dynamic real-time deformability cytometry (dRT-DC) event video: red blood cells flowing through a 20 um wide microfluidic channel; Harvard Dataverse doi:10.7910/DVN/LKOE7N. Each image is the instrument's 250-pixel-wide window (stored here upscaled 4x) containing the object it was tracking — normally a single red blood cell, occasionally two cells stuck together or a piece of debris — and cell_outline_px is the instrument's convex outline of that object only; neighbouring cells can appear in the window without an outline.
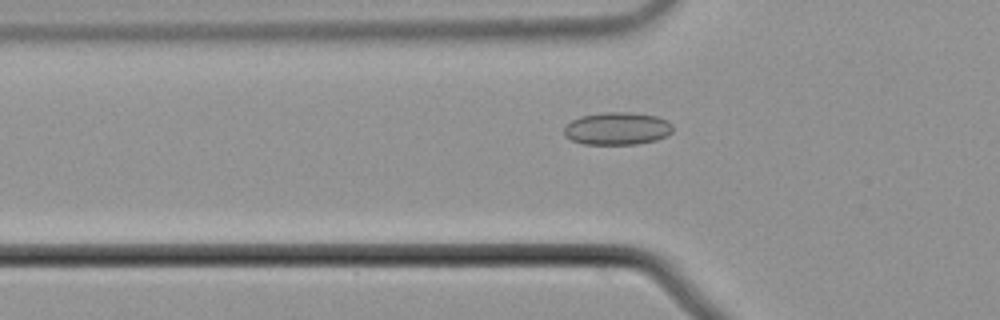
{"species": "common noctule bat (a hibernating species)", "species_latin": "Nyctalus noctula", "temperature_condition": "cold", "stored_images_in_passage": 55, "camera_frame_rate_fps": 3000, "um_per_image_px": 0.085, "animal": {"sex": "male", "body_mass_g": 21.5, "forearm_length_mm": 52.0}, "frame": {"image": 1, "passage_image": 18, "time_ms": 5.667, "image_size_px": [1000, 320], "cell_outline_px": [[672, 132], [656, 140], [636, 144], [584, 144], [572, 140], [564, 136], [564, 128], [572, 120], [580, 116], [604, 112], [628, 112], [656, 116], [668, 120], [672, 124]], "centroid_in_image_um": [52.46, 10.92], "position_along_channel_um": 73.3, "area_um2": 20.63}}
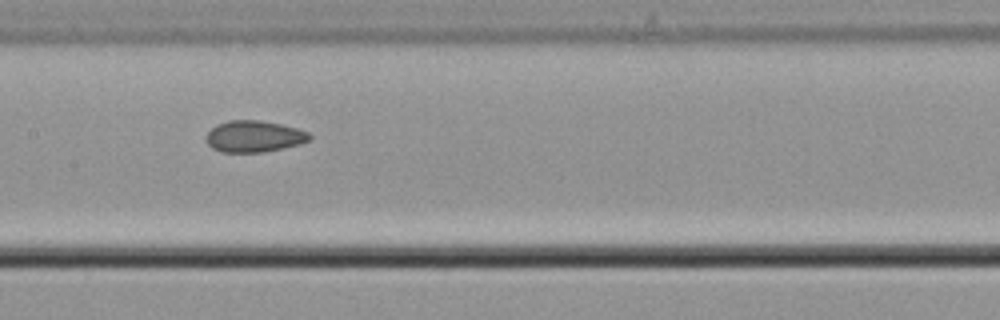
{"frame": {"image": 2, "passage_image": 27, "time_ms": 8.667, "image_size_px": [1000, 320], "cell_outline_px": [[312, 140], [300, 144], [284, 148], [264, 152], [220, 152], [212, 148], [204, 140], [204, 136], [216, 124], [228, 120], [260, 120], [280, 124], [296, 128], [308, 132], [312, 136]], "centroid_in_image_um": [21.58, 11.6], "position_along_channel_um": 185.8, "area_um2": 19.25}}
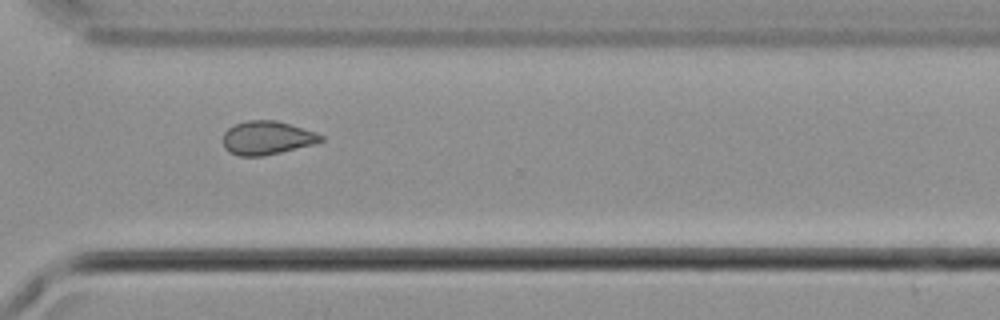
{"frame": {"image": 3, "passage_image": 40, "time_ms": 13.0, "image_size_px": [1000, 320], "cell_outline_px": [[324, 140], [312, 144], [264, 156], [240, 156], [228, 152], [224, 148], [224, 132], [228, 128], [236, 124], [248, 120], [276, 120], [316, 132], [324, 136]], "centroid_in_image_um": [22.68, 11.72], "position_along_channel_um": 347.9, "area_um2": 19.02}, "authors_computed_cell_mechanics": {"area_um2": 19.4208, "velocity_mm_per_s": 3.7321, "shape_relaxation_time_tau1_ms": null, "shape_relaxation_time_tau2_ms": 2.124, "deformation_change_tau1": null, "deformation_change_tau2": 0.0742}}